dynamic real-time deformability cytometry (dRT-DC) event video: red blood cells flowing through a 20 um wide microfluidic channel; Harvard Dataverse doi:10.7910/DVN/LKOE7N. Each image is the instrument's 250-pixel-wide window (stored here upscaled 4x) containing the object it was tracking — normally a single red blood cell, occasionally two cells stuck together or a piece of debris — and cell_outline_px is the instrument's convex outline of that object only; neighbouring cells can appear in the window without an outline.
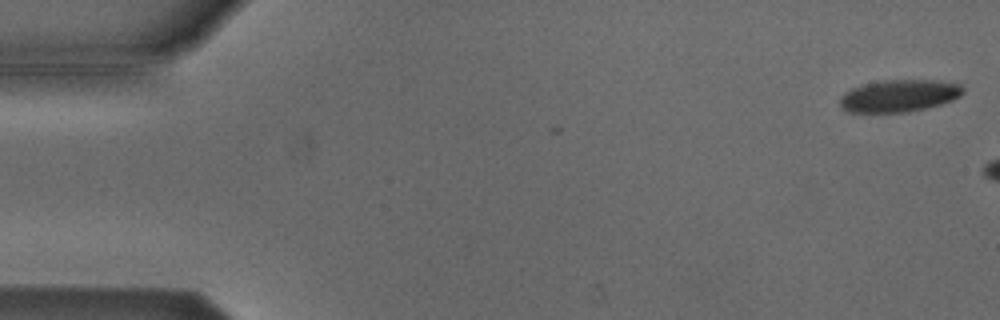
{"species": "Egyptian fruit bat (a non-hibernating species)", "species_latin": "Rousettus aegyptiacus", "temperature_condition": "cold", "stored_images_in_passage": 6, "camera_frame_rate_fps": 3000, "um_per_image_px": 0.085, "animal": {"sex": "male"}, "frame": {"image": 1, "passage_image": 1, "time_ms": 0.0, "image_size_px": [1000, 320], "cell_outline_px": [[964, 92], [960, 96], [952, 100], [940, 104], [908, 112], [848, 112], [840, 104], [840, 100], [852, 88], [864, 84], [884, 80], [936, 80], [960, 84], [964, 88]], "centroid_in_image_um": [76.48, 8.13], "position_along_channel_um": 8.5, "area_um2": 22.77}}